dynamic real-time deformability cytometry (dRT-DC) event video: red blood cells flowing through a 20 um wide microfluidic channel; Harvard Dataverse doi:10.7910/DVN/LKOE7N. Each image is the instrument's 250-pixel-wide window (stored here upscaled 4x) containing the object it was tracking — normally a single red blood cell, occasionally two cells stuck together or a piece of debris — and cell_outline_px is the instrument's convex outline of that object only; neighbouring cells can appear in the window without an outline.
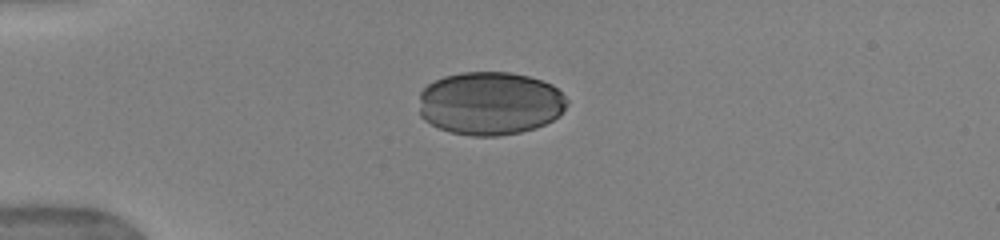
{"species": "human", "species_latin": "Homo sapiens", "temperature_condition": "warm", "stored_images_in_passage": 32, "camera_frame_rate_fps": 3000, "um_per_image_px": 0.085, "donor": {"sex": "female"}, "frame": {"image": 1, "passage_image": 1, "time_ms": 0.0, "image_size_px": [1000, 240], "cell_outline_px": [[568, 104], [560, 116], [536, 128], [520, 132], [496, 136], [472, 136], [448, 132], [424, 120], [420, 116], [420, 92], [428, 84], [444, 76], [460, 72], [508, 72], [528, 76], [552, 84], [568, 100]], "centroid_in_image_um": [41.66, 8.79], "position_along_channel_um": 43.3, "area_um2": 54.79}}